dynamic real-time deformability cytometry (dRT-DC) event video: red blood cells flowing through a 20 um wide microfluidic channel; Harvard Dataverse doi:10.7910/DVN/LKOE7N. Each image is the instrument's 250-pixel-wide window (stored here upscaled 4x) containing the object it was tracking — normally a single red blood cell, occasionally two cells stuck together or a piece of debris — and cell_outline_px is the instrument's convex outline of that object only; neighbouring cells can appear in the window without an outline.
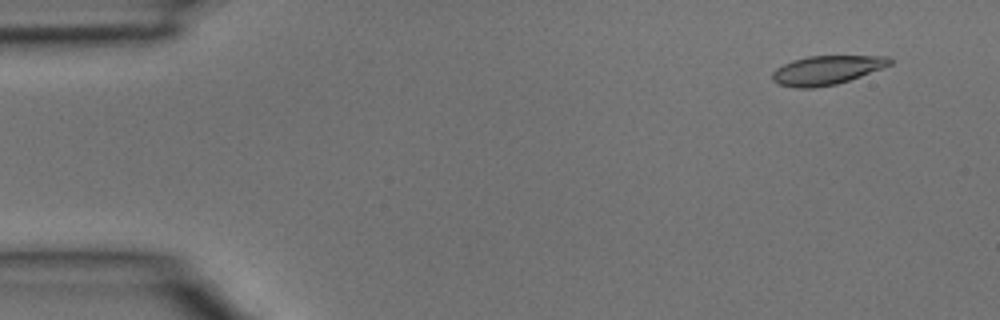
{"species": "common noctule bat (a hibernating species)", "species_latin": "Nyctalus noctula", "temperature_condition": "room temperature", "stored_images_in_passage": 3, "camera_frame_rate_fps": 3000, "um_per_image_px": 0.085, "animal": {"sex": "male", "body_mass_g": 15.6}, "frame": {"image": 1, "passage_image": 1, "time_ms": 0.0, "image_size_px": [1000, 320], "cell_outline_px": [[892, 64], [860, 76], [836, 84], [812, 88], [796, 88], [780, 84], [772, 80], [772, 72], [776, 68], [792, 60], [808, 56], [888, 56], [892, 60]], "centroid_in_image_um": [70.24, 5.95], "position_along_channel_um": 14.8, "area_um2": 19.65}}
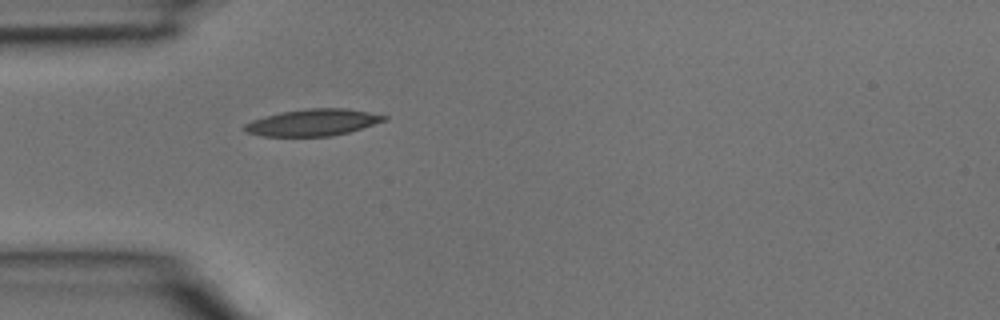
{"frame": {"image": 2, "passage_image": 3, "time_ms": 0.667, "image_size_px": [1000, 320], "cell_outline_px": [[388, 120], [348, 132], [332, 136], [264, 136], [248, 132], [244, 128], [244, 124], [252, 120], [280, 112], [312, 108], [344, 108], [368, 112], [388, 116]], "centroid_in_image_um": [26.62, 10.41], "position_along_channel_um": 58.4, "area_um2": 21.5}}